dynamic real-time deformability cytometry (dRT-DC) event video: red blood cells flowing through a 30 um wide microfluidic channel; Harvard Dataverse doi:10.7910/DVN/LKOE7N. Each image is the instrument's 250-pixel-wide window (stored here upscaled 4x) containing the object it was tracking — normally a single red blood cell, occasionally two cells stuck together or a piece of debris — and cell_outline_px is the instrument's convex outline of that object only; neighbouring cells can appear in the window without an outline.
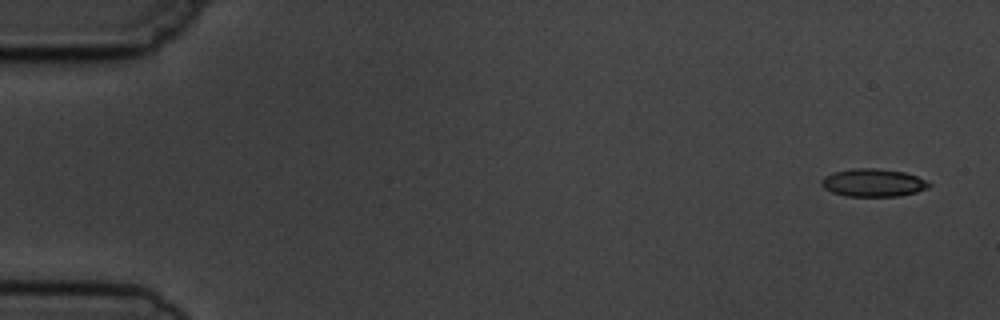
{"species": "common noctule bat (a hibernating species)", "species_latin": "Nyctalus noctula", "temperature_condition": "cold", "stored_images_in_passage": 5, "camera_frame_rate_fps": 3000, "um_per_image_px": 0.085, "animal": {"sex": "male", "body_mass_g": 19.5, "forearm_length_mm": 54.6}, "frame": {"image": 1, "passage_image": 1, "time_ms": 0.0, "image_size_px": [1000, 320], "cell_outline_px": [[932, 184], [928, 188], [916, 192], [900, 196], [844, 196], [832, 192], [824, 188], [820, 184], [820, 180], [824, 176], [836, 172], [856, 168], [880, 168], [904, 172], [928, 180]], "centroid_in_image_um": [74.24, 15.53], "position_along_channel_um": 10.8, "area_um2": 17.57}}
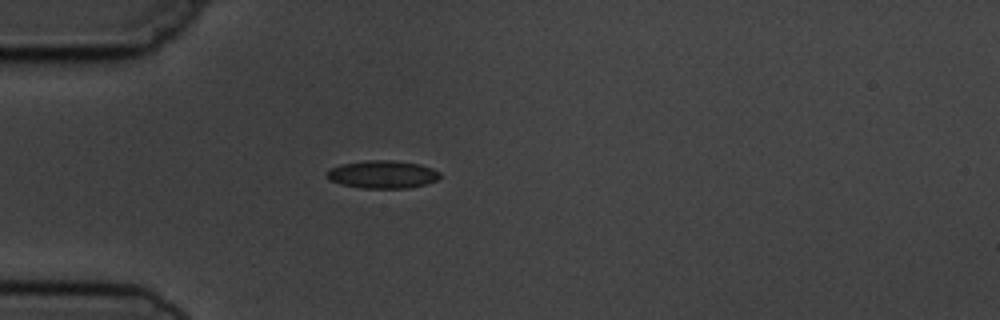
{"frame": {"image": 2, "passage_image": 5, "time_ms": 4.333, "image_size_px": [1000, 320], "cell_outline_px": [[440, 176], [436, 180], [428, 184], [408, 188], [360, 188], [340, 184], [328, 180], [324, 176], [324, 172], [340, 164], [368, 160], [392, 160], [420, 164], [432, 168], [440, 172]], "centroid_in_image_um": [32.48, 14.83], "position_along_channel_um": 52.5, "area_um2": 18.61}}